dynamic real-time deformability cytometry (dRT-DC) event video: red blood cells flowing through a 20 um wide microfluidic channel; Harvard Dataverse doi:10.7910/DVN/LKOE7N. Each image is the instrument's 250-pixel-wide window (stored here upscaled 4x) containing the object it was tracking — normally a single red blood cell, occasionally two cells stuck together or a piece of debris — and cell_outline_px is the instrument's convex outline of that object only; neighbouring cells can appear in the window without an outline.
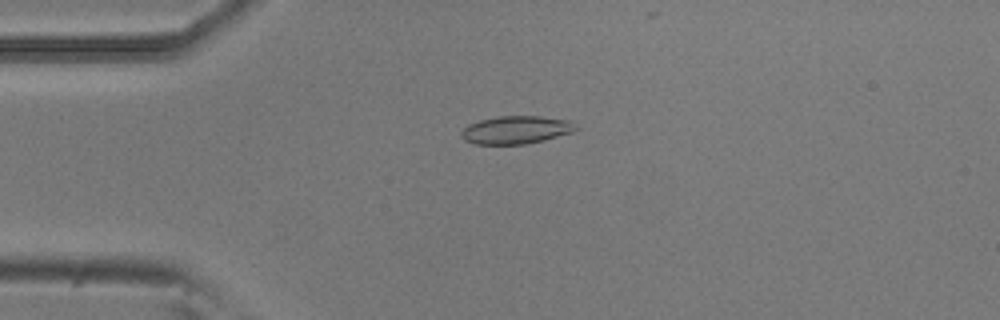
{"species": "common noctule bat (a hibernating species)", "species_latin": "Nyctalus noctula", "temperature_condition": "room temperature", "stored_images_in_passage": 5, "camera_frame_rate_fps": 3000, "um_per_image_px": 0.085, "animal": {"sex": "male", "body_mass_g": 20.5, "forearm_length_mm": 52.5}, "frame": {"image": 1, "passage_image": 4, "time_ms": 1.0, "image_size_px": [1000, 320], "cell_outline_px": [[580, 128], [572, 132], [544, 140], [524, 144], [476, 144], [464, 140], [460, 136], [460, 132], [468, 124], [480, 120], [496, 116], [540, 116], [572, 120]], "centroid_in_image_um": [43.88, 11.03], "position_along_channel_um": 41.1, "area_um2": 18.84}}